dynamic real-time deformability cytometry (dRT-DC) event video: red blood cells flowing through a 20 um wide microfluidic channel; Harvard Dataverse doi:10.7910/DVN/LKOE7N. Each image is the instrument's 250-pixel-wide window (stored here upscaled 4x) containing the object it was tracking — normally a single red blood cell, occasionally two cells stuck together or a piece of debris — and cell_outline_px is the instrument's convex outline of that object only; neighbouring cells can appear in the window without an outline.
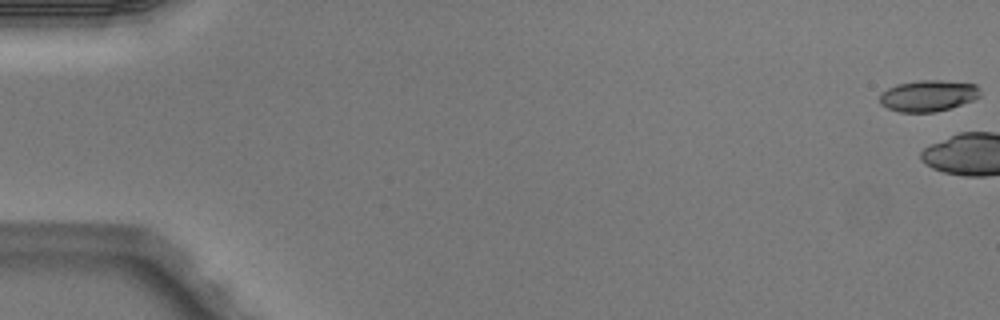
{"species": "Egyptian fruit bat (a non-hibernating species)", "species_latin": "Rousettus aegyptiacus", "temperature_condition": "warm", "stored_images_in_passage": 6, "camera_frame_rate_fps": 3000, "um_per_image_px": 0.085, "animal": {"sex": "male"}, "frame": {"image": 1, "passage_image": 1, "time_ms": 0.0, "image_size_px": [1000, 320], "cell_outline_px": [[980, 96], [972, 100], [936, 112], [900, 112], [888, 108], [880, 104], [880, 92], [896, 84], [920, 80], [940, 80], [976, 84], [980, 88]], "centroid_in_image_um": [78.87, 8.13], "position_along_channel_um": 6.1, "area_um2": 18.26}}